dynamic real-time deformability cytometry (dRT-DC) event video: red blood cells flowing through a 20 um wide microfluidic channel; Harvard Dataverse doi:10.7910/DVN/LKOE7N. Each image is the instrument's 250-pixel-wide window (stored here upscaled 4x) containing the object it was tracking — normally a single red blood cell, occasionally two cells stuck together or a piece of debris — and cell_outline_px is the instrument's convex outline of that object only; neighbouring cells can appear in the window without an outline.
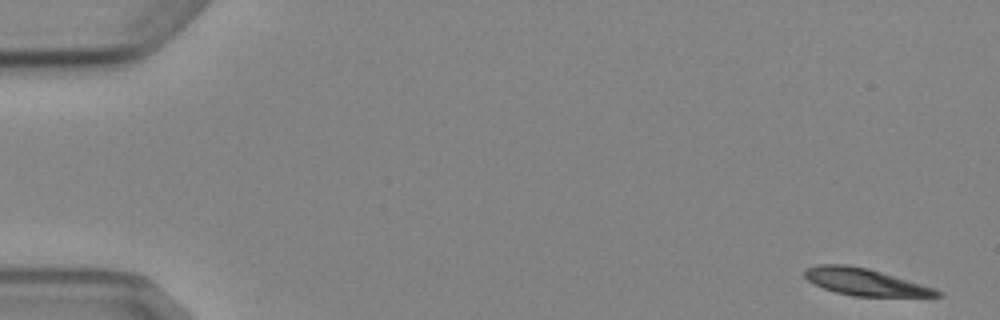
{"species": "Egyptian fruit bat (a non-hibernating species)", "species_latin": "Rousettus aegyptiacus", "temperature_condition": "cold", "stored_images_in_passage": 5, "camera_frame_rate_fps": 3000, "um_per_image_px": 0.085, "animal": {"sex": "female"}, "frame": {"image": 1, "passage_image": 1, "time_ms": 0.0, "image_size_px": [1000, 320], "cell_outline_px": [[944, 296], [852, 296], [836, 292], [824, 288], [808, 280], [804, 276], [804, 268], [816, 264], [848, 264], [868, 268], [936, 288], [944, 292]], "centroid_in_image_um": [73.54, 23.95], "position_along_channel_um": 11.5, "area_um2": 20.87}}
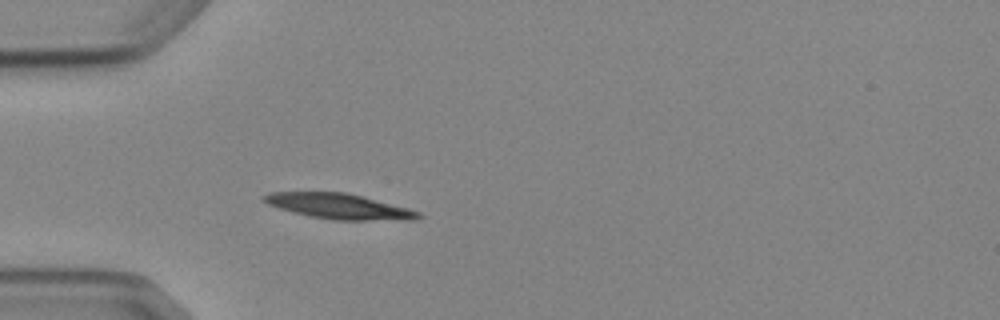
{"frame": {"image": 2, "passage_image": 5, "time_ms": 4.667, "image_size_px": [1000, 320], "cell_outline_px": [[424, 216], [416, 220], [332, 220], [292, 212], [268, 204], [260, 200], [260, 196], [268, 192], [344, 192], [408, 208], [420, 212]], "centroid_in_image_um": [28.8, 17.54], "position_along_channel_um": 56.2, "area_um2": 22.77}}